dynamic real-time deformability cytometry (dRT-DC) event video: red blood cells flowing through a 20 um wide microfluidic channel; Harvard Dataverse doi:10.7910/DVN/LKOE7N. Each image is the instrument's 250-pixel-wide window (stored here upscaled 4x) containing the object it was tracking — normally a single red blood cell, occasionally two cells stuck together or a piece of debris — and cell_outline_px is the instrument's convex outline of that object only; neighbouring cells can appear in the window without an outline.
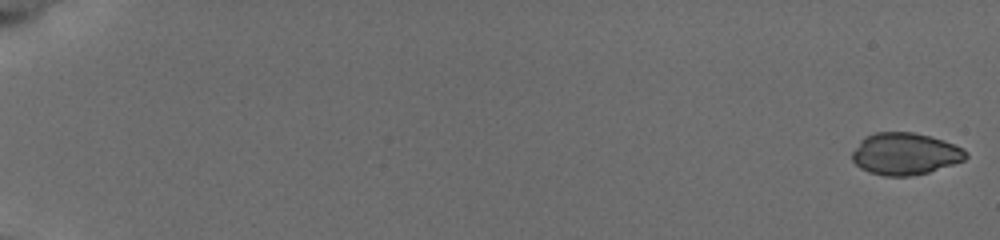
{"species": "common noctule bat (a hibernating species)", "species_latin": "Nyctalus noctula", "temperature_condition": "cold", "stored_images_in_passage": 40, "camera_frame_rate_fps": 3000, "um_per_image_px": 0.085, "animal": {"sex": "female", "body_mass_g": 19.5, "forearm_length_mm": 54.1}, "frame": {"image": 1, "passage_image": 1, "time_ms": 0.0, "image_size_px": [1000, 240], "cell_outline_px": [[968, 156], [964, 160], [928, 172], [908, 176], [884, 176], [868, 172], [860, 168], [852, 160], [852, 152], [860, 140], [864, 136], [876, 132], [912, 132], [932, 136], [944, 140], [964, 148], [968, 152]], "centroid_in_image_um": [76.92, 13.06], "position_along_channel_um": 8.1, "area_um2": 27.98}}
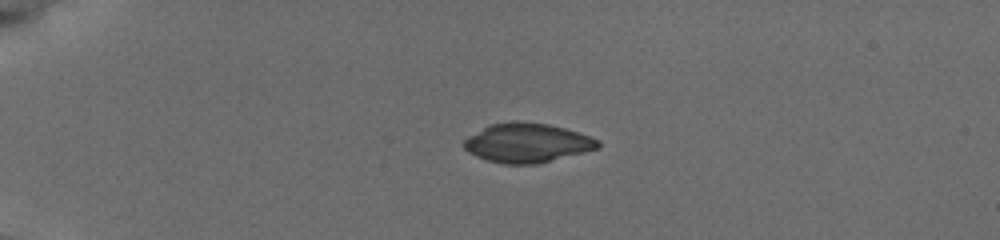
{"frame": {"image": 2, "passage_image": 12, "time_ms": 4.667, "image_size_px": [1000, 240], "cell_outline_px": [[600, 148], [536, 164], [504, 164], [488, 160], [476, 156], [468, 152], [464, 148], [464, 140], [468, 136], [488, 124], [512, 120], [516, 120], [548, 124], [564, 128], [600, 140]], "centroid_in_image_um": [44.78, 12.13], "position_along_channel_um": 40.2, "area_um2": 30.69}}
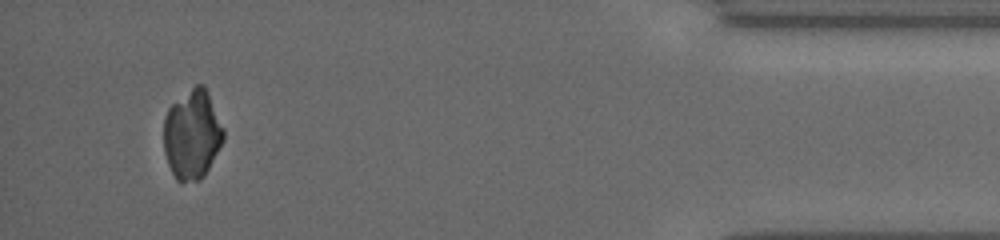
{"frame": {"image": 3, "passage_image": 40, "time_ms": 17.333, "image_size_px": [1000, 240], "cell_outline_px": [[224, 140], [204, 176], [200, 180], [180, 184], [176, 180], [168, 164], [164, 152], [164, 116], [168, 108], [172, 104], [196, 84], [204, 84], [208, 92], [224, 128]], "centroid_in_image_um": [16.33, 11.46], "position_along_channel_um": 418.9, "area_um2": 31.33}}